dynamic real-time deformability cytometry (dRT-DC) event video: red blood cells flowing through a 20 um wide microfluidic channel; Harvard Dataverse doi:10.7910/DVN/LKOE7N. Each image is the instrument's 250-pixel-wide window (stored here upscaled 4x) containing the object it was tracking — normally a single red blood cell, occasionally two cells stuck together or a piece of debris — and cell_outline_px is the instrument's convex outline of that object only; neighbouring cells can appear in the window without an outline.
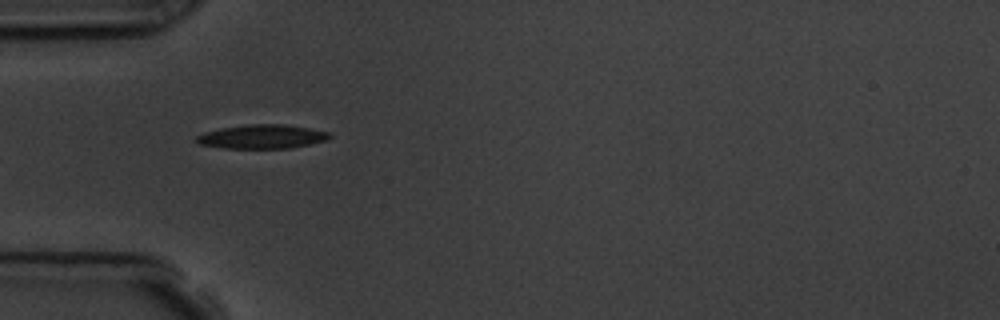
{"species": "common noctule bat (a hibernating species)", "species_latin": "Nyctalus noctula", "temperature_condition": "room temperature", "stored_images_in_passage": 6, "camera_frame_rate_fps": 3000, "um_per_image_px": 0.085, "animal": {"sex": "male", "body_mass_g": 19.5, "forearm_length_mm": 54.6}, "frame": {"image": 1, "passage_image": 5, "time_ms": 4.667, "image_size_px": [1000, 320], "cell_outline_px": [[332, 136], [324, 140], [308, 144], [288, 148], [224, 148], [200, 144], [196, 140], [196, 136], [204, 132], [220, 128], [252, 124], [284, 124], [308, 128], [328, 132]], "centroid_in_image_um": [22.24, 11.61], "position_along_channel_um": 62.8, "area_um2": 18.26}}